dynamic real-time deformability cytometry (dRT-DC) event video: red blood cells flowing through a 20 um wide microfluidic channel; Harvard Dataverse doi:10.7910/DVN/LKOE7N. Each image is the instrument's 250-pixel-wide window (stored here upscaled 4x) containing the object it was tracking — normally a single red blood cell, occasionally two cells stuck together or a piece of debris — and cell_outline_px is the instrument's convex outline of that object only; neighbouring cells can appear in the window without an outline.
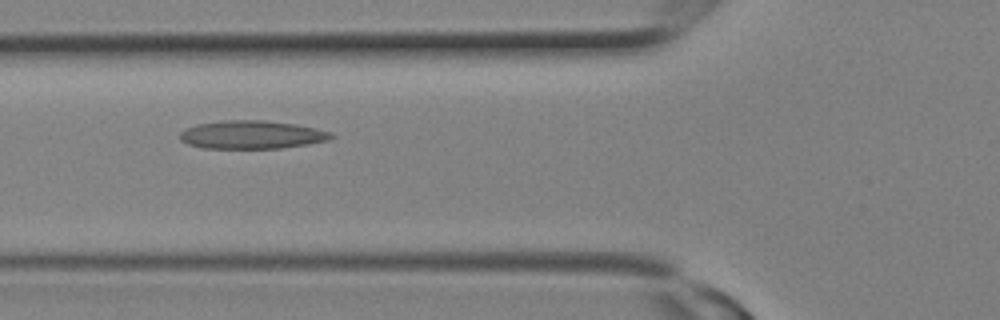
{"species": "Egyptian fruit bat (a non-hibernating species)", "species_latin": "Rousettus aegyptiacus", "temperature_condition": "room temperature", "stored_images_in_passage": 6, "camera_frame_rate_fps": 3000, "um_per_image_px": 0.085, "animal": {"sex": "female"}, "frame": {"image": 1, "passage_image": 5, "time_ms": 1.333, "image_size_px": [1000, 320], "cell_outline_px": [[336, 136], [328, 140], [308, 144], [280, 148], [204, 148], [188, 144], [180, 140], [180, 132], [196, 124], [220, 120], [264, 120], [296, 124], [328, 132]], "centroid_in_image_um": [21.37, 11.45], "position_along_channel_um": 104.4, "area_um2": 24.74}}